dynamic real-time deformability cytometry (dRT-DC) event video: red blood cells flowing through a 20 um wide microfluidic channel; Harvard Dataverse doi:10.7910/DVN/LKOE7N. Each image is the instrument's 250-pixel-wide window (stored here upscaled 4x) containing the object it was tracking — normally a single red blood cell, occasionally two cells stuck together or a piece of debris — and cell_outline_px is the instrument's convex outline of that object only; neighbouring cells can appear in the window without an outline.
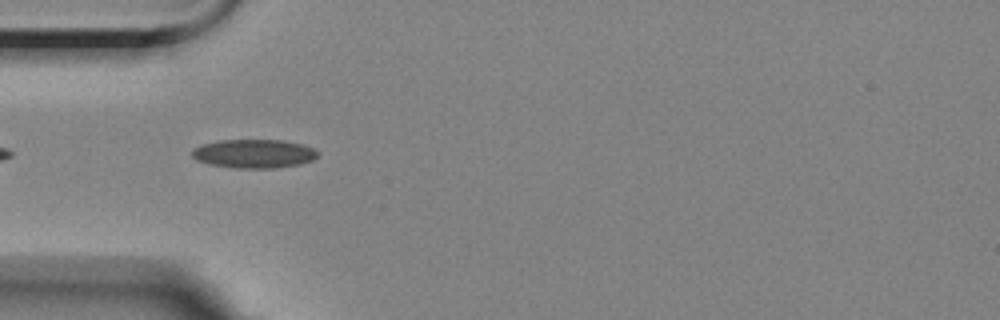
{"species": "Egyptian fruit bat (a non-hibernating species)", "species_latin": "Rousettus aegyptiacus", "temperature_condition": "room temperature", "stored_images_in_passage": 2, "camera_frame_rate_fps": 3000, "um_per_image_px": 0.085, "animal": {"sex": "female"}, "frame": {"image": 1, "passage_image": 1, "time_ms": 0.0, "image_size_px": [1000, 320], "cell_outline_px": [[320, 156], [312, 160], [300, 164], [272, 168], [236, 168], [212, 164], [196, 160], [192, 156], [192, 148], [216, 140], [284, 140], [304, 144], [316, 148], [320, 152]], "centroid_in_image_um": [21.65, 13.05], "position_along_channel_um": 63.4, "area_um2": 21.27}}
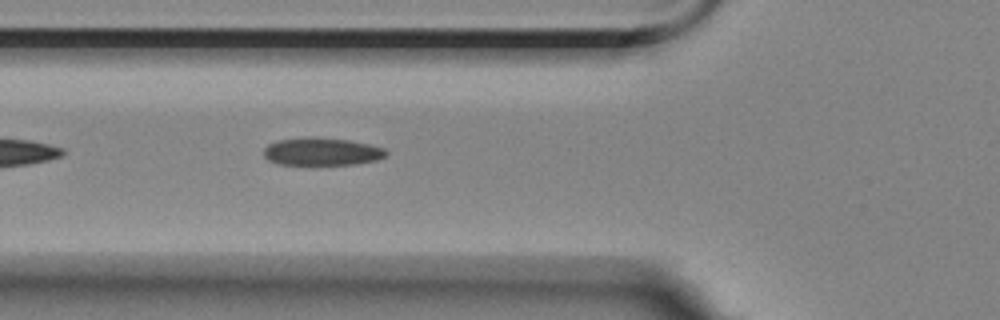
{"frame": {"image": 2, "passage_image": 2, "time_ms": 1.0, "image_size_px": [1000, 320], "cell_outline_px": [[388, 152], [384, 156], [376, 160], [356, 164], [312, 168], [280, 164], [268, 160], [264, 156], [264, 148], [268, 144], [276, 140], [348, 140], [368, 144], [384, 148]], "centroid_in_image_um": [27.34, 12.99], "position_along_channel_um": 98.5, "area_um2": 19.77}}